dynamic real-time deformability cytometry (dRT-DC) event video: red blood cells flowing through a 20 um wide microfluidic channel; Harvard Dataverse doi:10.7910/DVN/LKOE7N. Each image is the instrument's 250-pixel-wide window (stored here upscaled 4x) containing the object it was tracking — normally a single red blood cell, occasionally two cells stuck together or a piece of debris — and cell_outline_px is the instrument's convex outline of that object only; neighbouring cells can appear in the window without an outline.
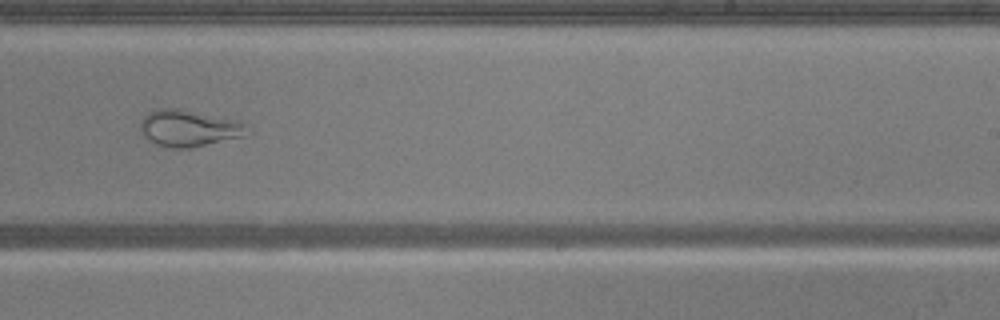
{"species": "common noctule bat (a hibernating species)", "species_latin": "Nyctalus noctula", "temperature_condition": "warm", "stored_images_in_passage": 51, "camera_frame_rate_fps": 3000, "um_per_image_px": 0.085, "animal": {"sex": "male", "body_mass_g": 20.5, "forearm_length_mm": 52.5}, "frame": {"image": 1, "passage_image": 31, "time_ms": 10.0, "image_size_px": [1000, 320], "cell_outline_px": [[252, 132], [248, 136], [192, 148], [168, 148], [156, 144], [144, 136], [140, 132], [140, 120], [148, 112], [156, 108], [180, 108], [240, 120], [248, 124]], "centroid_in_image_um": [16.14, 10.89], "position_along_channel_um": 272.9, "area_um2": 23.7}}
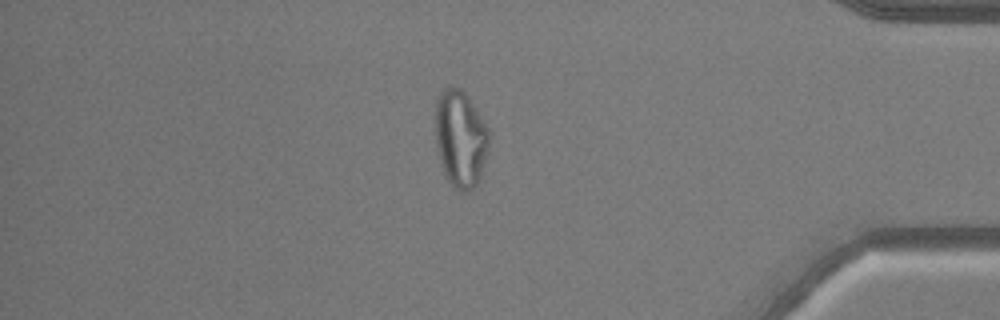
{"frame": {"image": 2, "passage_image": 43, "time_ms": 14.0, "image_size_px": [1000, 320], "cell_outline_px": [[488, 144], [480, 180], [468, 192], [460, 192], [448, 180], [440, 164], [436, 144], [436, 100], [440, 92], [448, 84], [452, 84], [460, 88], [468, 96], [484, 120], [488, 128]], "centroid_in_image_um": [39.13, 11.75], "position_along_channel_um": 396.1, "area_um2": 30.46}}
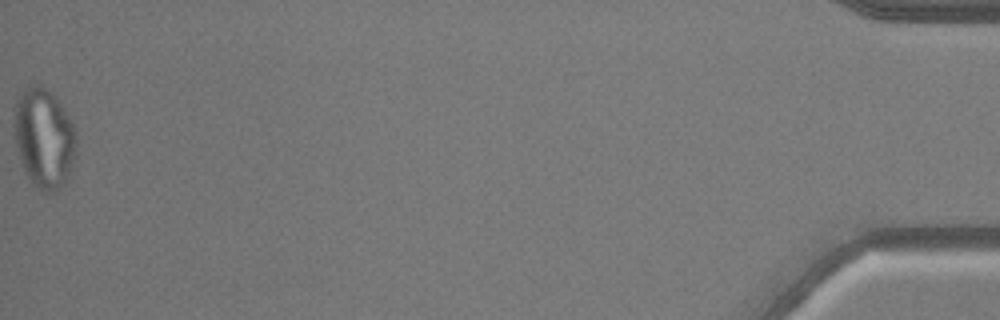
{"frame": {"image": 3, "passage_image": 51, "time_ms": 16.667, "image_size_px": [1000, 320], "cell_outline_px": [[76, 156], [68, 176], [64, 184], [56, 192], [44, 192], [32, 184], [24, 172], [20, 160], [16, 144], [12, 124], [16, 100], [20, 92], [24, 88], [32, 84], [44, 84], [56, 96], [72, 120], [76, 132]], "centroid_in_image_um": [3.74, 11.7], "position_along_channel_um": 431.5, "area_um2": 37.17}}